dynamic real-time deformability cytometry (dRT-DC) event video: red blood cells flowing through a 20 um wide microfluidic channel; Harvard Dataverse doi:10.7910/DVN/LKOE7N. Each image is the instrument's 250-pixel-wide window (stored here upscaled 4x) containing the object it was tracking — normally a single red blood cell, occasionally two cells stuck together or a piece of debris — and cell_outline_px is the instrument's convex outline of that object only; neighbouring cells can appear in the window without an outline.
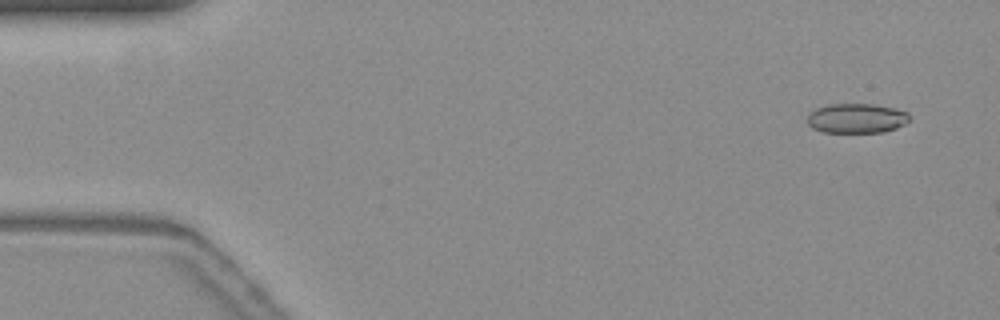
{"species": "common noctule bat (a hibernating species)", "species_latin": "Nyctalus noctula", "temperature_condition": "warm", "stored_images_in_passage": 7, "camera_frame_rate_fps": 3000, "um_per_image_px": 0.085, "animal": {"sex": "female", "body_mass_g": 19.3, "forearm_length_mm": 54.1}, "frame": {"image": 1, "passage_image": 4, "time_ms": 1.0, "image_size_px": [1000, 320], "cell_outline_px": [[908, 120], [904, 124], [896, 128], [884, 132], [824, 132], [812, 128], [808, 124], [808, 112], [816, 108], [828, 104], [872, 104], [892, 108], [908, 112]], "centroid_in_image_um": [72.77, 10.05], "position_along_channel_um": 12.2, "area_um2": 17.57}}